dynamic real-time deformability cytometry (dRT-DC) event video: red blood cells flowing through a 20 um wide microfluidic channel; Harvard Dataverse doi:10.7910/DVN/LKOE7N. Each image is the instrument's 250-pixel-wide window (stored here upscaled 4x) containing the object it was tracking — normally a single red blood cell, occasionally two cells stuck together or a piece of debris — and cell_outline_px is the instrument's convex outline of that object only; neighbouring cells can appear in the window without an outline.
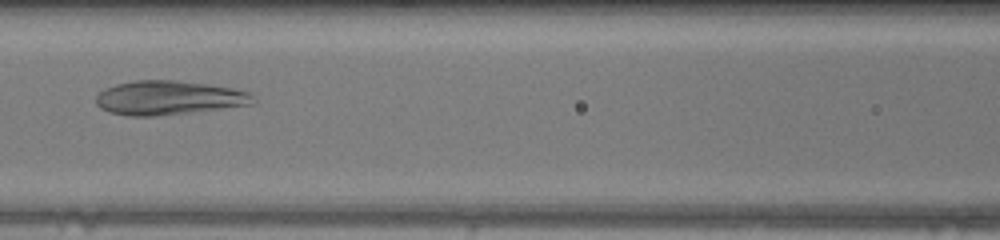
{"species": "human", "species_latin": "Homo sapiens", "temperature_condition": "warm", "stored_images_in_passage": 38, "camera_frame_rate_fps": 3000, "um_per_image_px": 0.085, "donor": {"sex": "female"}, "frame": {"image": 1, "passage_image": 10, "time_ms": 3.0, "image_size_px": [1000, 240], "cell_outline_px": [[252, 104], [156, 116], [128, 116], [108, 112], [100, 108], [96, 104], [96, 96], [104, 88], [116, 84], [136, 80], [176, 80], [208, 84], [232, 88], [248, 92], [252, 96]], "centroid_in_image_um": [14.25, 8.31], "position_along_channel_um": 152.3, "area_um2": 30.92}}
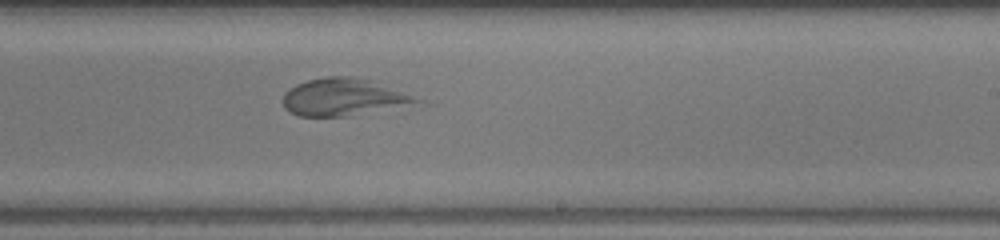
{"frame": {"image": 2, "passage_image": 18, "time_ms": 5.667, "image_size_px": [1000, 240], "cell_outline_px": [[436, 104], [352, 116], [300, 116], [284, 108], [284, 92], [288, 88], [296, 84], [308, 80], [324, 76], [352, 76], [376, 80], [428, 100]], "centroid_in_image_um": [29.51, 8.27], "position_along_channel_um": 259.5, "area_um2": 30.98}}
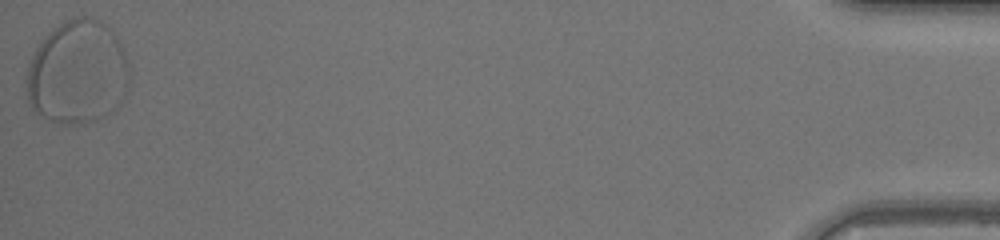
{"frame": {"image": 3, "passage_image": 38, "time_ms": 12.333, "image_size_px": [1000, 240], "cell_outline_px": [[128, 80], [120, 100], [112, 112], [104, 116], [84, 124], [60, 124], [36, 112], [32, 108], [28, 100], [28, 68], [32, 56], [36, 48], [44, 36], [52, 28], [72, 16], [84, 16], [100, 20], [112, 28], [124, 52], [128, 68]], "centroid_in_image_um": [6.58, 6.12], "position_along_channel_um": 428.6, "area_um2": 61.9}}